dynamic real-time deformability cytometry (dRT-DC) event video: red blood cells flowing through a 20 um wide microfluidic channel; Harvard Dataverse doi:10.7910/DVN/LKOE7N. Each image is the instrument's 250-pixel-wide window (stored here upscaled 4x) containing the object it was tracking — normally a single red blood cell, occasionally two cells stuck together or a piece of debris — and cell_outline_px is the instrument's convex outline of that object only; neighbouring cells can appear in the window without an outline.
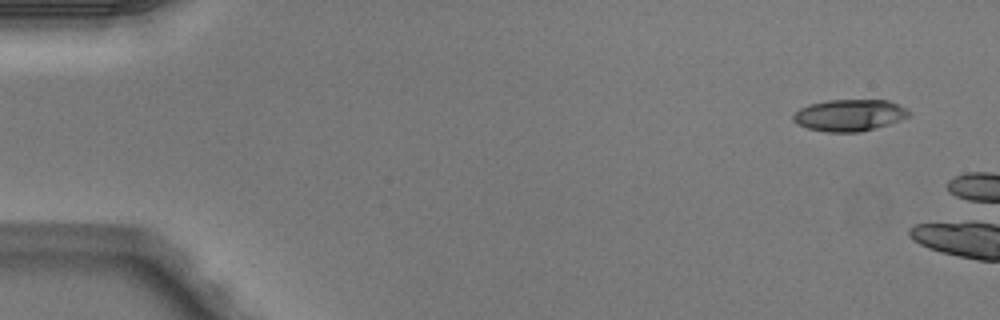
{"species": "Egyptian fruit bat (a non-hibernating species)", "species_latin": "Rousettus aegyptiacus", "temperature_condition": "warm", "stored_images_in_passage": 3, "segment_of_instrument_passage": [2, 2], "camera_frame_rate_fps": 3000, "um_per_image_px": 0.085, "animal": {"sex": "male"}, "frame": {"image": 1, "passage_image": 3, "time_ms": 0.667, "image_size_px": [1000, 320], "cell_outline_px": [[912, 116], [876, 128], [860, 132], [824, 132], [808, 128], [796, 124], [792, 120], [792, 116], [800, 108], [808, 104], [828, 100], [888, 100], [900, 104], [908, 108], [912, 112]], "centroid_in_image_um": [72.24, 9.79], "position_along_channel_um": 12.8, "area_um2": 21.73}}